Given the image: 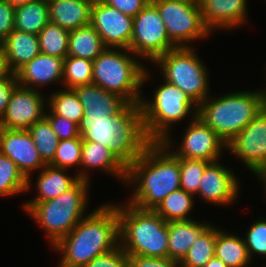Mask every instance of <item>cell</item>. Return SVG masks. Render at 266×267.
I'll use <instances>...</instances> for the list:
<instances>
[{
  "instance_id": "1",
  "label": "cell",
  "mask_w": 266,
  "mask_h": 267,
  "mask_svg": "<svg viewBox=\"0 0 266 267\" xmlns=\"http://www.w3.org/2000/svg\"><path fill=\"white\" fill-rule=\"evenodd\" d=\"M171 142L170 136L163 142H152L127 167L125 185L136 186L128 203L154 210L166 196L181 188L180 158L171 152Z\"/></svg>"
},
{
  "instance_id": "2",
  "label": "cell",
  "mask_w": 266,
  "mask_h": 267,
  "mask_svg": "<svg viewBox=\"0 0 266 267\" xmlns=\"http://www.w3.org/2000/svg\"><path fill=\"white\" fill-rule=\"evenodd\" d=\"M118 246L117 208L115 203H105L81 219L53 248L62 255L58 267H84Z\"/></svg>"
},
{
  "instance_id": "3",
  "label": "cell",
  "mask_w": 266,
  "mask_h": 267,
  "mask_svg": "<svg viewBox=\"0 0 266 267\" xmlns=\"http://www.w3.org/2000/svg\"><path fill=\"white\" fill-rule=\"evenodd\" d=\"M79 133L83 140L108 147L126 167L152 143L145 133L140 104H128L116 116H83Z\"/></svg>"
},
{
  "instance_id": "4",
  "label": "cell",
  "mask_w": 266,
  "mask_h": 267,
  "mask_svg": "<svg viewBox=\"0 0 266 267\" xmlns=\"http://www.w3.org/2000/svg\"><path fill=\"white\" fill-rule=\"evenodd\" d=\"M119 246L128 256L168 258L167 222L154 210L116 205Z\"/></svg>"
},
{
  "instance_id": "5",
  "label": "cell",
  "mask_w": 266,
  "mask_h": 267,
  "mask_svg": "<svg viewBox=\"0 0 266 267\" xmlns=\"http://www.w3.org/2000/svg\"><path fill=\"white\" fill-rule=\"evenodd\" d=\"M226 94L208 96L198 106L197 116L227 143L266 107V90Z\"/></svg>"
},
{
  "instance_id": "6",
  "label": "cell",
  "mask_w": 266,
  "mask_h": 267,
  "mask_svg": "<svg viewBox=\"0 0 266 267\" xmlns=\"http://www.w3.org/2000/svg\"><path fill=\"white\" fill-rule=\"evenodd\" d=\"M132 54L129 49L105 48L93 61L92 83L121 96L129 104H139L143 97L140 88L150 75Z\"/></svg>"
},
{
  "instance_id": "7",
  "label": "cell",
  "mask_w": 266,
  "mask_h": 267,
  "mask_svg": "<svg viewBox=\"0 0 266 267\" xmlns=\"http://www.w3.org/2000/svg\"><path fill=\"white\" fill-rule=\"evenodd\" d=\"M89 184L90 181L80 179L54 199L23 204L26 213L45 230L51 246L54 247L86 216Z\"/></svg>"
},
{
  "instance_id": "8",
  "label": "cell",
  "mask_w": 266,
  "mask_h": 267,
  "mask_svg": "<svg viewBox=\"0 0 266 267\" xmlns=\"http://www.w3.org/2000/svg\"><path fill=\"white\" fill-rule=\"evenodd\" d=\"M154 92L151 100L143 97L140 108L145 133L151 142H163L169 135L173 124L182 121L188 114L197 117L198 106L180 88L165 80Z\"/></svg>"
},
{
  "instance_id": "9",
  "label": "cell",
  "mask_w": 266,
  "mask_h": 267,
  "mask_svg": "<svg viewBox=\"0 0 266 267\" xmlns=\"http://www.w3.org/2000/svg\"><path fill=\"white\" fill-rule=\"evenodd\" d=\"M166 82L180 88L199 106L209 95L207 68L193 47H176L154 62Z\"/></svg>"
},
{
  "instance_id": "10",
  "label": "cell",
  "mask_w": 266,
  "mask_h": 267,
  "mask_svg": "<svg viewBox=\"0 0 266 267\" xmlns=\"http://www.w3.org/2000/svg\"><path fill=\"white\" fill-rule=\"evenodd\" d=\"M160 12L168 37L176 47H192L191 41L212 34L205 25L199 4L181 0H151Z\"/></svg>"
},
{
  "instance_id": "11",
  "label": "cell",
  "mask_w": 266,
  "mask_h": 267,
  "mask_svg": "<svg viewBox=\"0 0 266 267\" xmlns=\"http://www.w3.org/2000/svg\"><path fill=\"white\" fill-rule=\"evenodd\" d=\"M176 46L170 41L157 7L148 3L134 18L129 50L137 57L154 62Z\"/></svg>"
},
{
  "instance_id": "12",
  "label": "cell",
  "mask_w": 266,
  "mask_h": 267,
  "mask_svg": "<svg viewBox=\"0 0 266 267\" xmlns=\"http://www.w3.org/2000/svg\"><path fill=\"white\" fill-rule=\"evenodd\" d=\"M226 149L258 179L266 173V107L226 143Z\"/></svg>"
},
{
  "instance_id": "13",
  "label": "cell",
  "mask_w": 266,
  "mask_h": 267,
  "mask_svg": "<svg viewBox=\"0 0 266 267\" xmlns=\"http://www.w3.org/2000/svg\"><path fill=\"white\" fill-rule=\"evenodd\" d=\"M90 24L97 31L106 48L129 49L133 32L132 17L124 15L101 0H94Z\"/></svg>"
},
{
  "instance_id": "14",
  "label": "cell",
  "mask_w": 266,
  "mask_h": 267,
  "mask_svg": "<svg viewBox=\"0 0 266 267\" xmlns=\"http://www.w3.org/2000/svg\"><path fill=\"white\" fill-rule=\"evenodd\" d=\"M37 89L19 84L14 88L7 110L0 119V128L28 130L45 117V99Z\"/></svg>"
},
{
  "instance_id": "15",
  "label": "cell",
  "mask_w": 266,
  "mask_h": 267,
  "mask_svg": "<svg viewBox=\"0 0 266 267\" xmlns=\"http://www.w3.org/2000/svg\"><path fill=\"white\" fill-rule=\"evenodd\" d=\"M186 129L179 149L171 151L176 157L219 161L223 154L221 151L224 152L223 149H226V142L221 137L198 116L190 121Z\"/></svg>"
},
{
  "instance_id": "16",
  "label": "cell",
  "mask_w": 266,
  "mask_h": 267,
  "mask_svg": "<svg viewBox=\"0 0 266 267\" xmlns=\"http://www.w3.org/2000/svg\"><path fill=\"white\" fill-rule=\"evenodd\" d=\"M0 153L17 165L27 179V190L31 187L30 174L46 166L28 130L0 128Z\"/></svg>"
},
{
  "instance_id": "17",
  "label": "cell",
  "mask_w": 266,
  "mask_h": 267,
  "mask_svg": "<svg viewBox=\"0 0 266 267\" xmlns=\"http://www.w3.org/2000/svg\"><path fill=\"white\" fill-rule=\"evenodd\" d=\"M211 162L202 175L198 196L208 203L229 205L239 196V181L231 169Z\"/></svg>"
},
{
  "instance_id": "18",
  "label": "cell",
  "mask_w": 266,
  "mask_h": 267,
  "mask_svg": "<svg viewBox=\"0 0 266 267\" xmlns=\"http://www.w3.org/2000/svg\"><path fill=\"white\" fill-rule=\"evenodd\" d=\"M200 8L205 25L216 29L231 30L247 20V0H201Z\"/></svg>"
},
{
  "instance_id": "19",
  "label": "cell",
  "mask_w": 266,
  "mask_h": 267,
  "mask_svg": "<svg viewBox=\"0 0 266 267\" xmlns=\"http://www.w3.org/2000/svg\"><path fill=\"white\" fill-rule=\"evenodd\" d=\"M62 58L40 53L15 74L19 85L34 89L45 84L63 81Z\"/></svg>"
},
{
  "instance_id": "20",
  "label": "cell",
  "mask_w": 266,
  "mask_h": 267,
  "mask_svg": "<svg viewBox=\"0 0 266 267\" xmlns=\"http://www.w3.org/2000/svg\"><path fill=\"white\" fill-rule=\"evenodd\" d=\"M94 168L101 169L104 173L106 171V173L116 176L122 182H126L127 167L108 147L94 141L83 140L80 170L76 174L80 179L89 181L87 171Z\"/></svg>"
},
{
  "instance_id": "21",
  "label": "cell",
  "mask_w": 266,
  "mask_h": 267,
  "mask_svg": "<svg viewBox=\"0 0 266 267\" xmlns=\"http://www.w3.org/2000/svg\"><path fill=\"white\" fill-rule=\"evenodd\" d=\"M74 91L84 108L85 117L116 116L129 104L121 96L93 83L77 86Z\"/></svg>"
},
{
  "instance_id": "22",
  "label": "cell",
  "mask_w": 266,
  "mask_h": 267,
  "mask_svg": "<svg viewBox=\"0 0 266 267\" xmlns=\"http://www.w3.org/2000/svg\"><path fill=\"white\" fill-rule=\"evenodd\" d=\"M94 0H49V22L68 31L90 24Z\"/></svg>"
},
{
  "instance_id": "23",
  "label": "cell",
  "mask_w": 266,
  "mask_h": 267,
  "mask_svg": "<svg viewBox=\"0 0 266 267\" xmlns=\"http://www.w3.org/2000/svg\"><path fill=\"white\" fill-rule=\"evenodd\" d=\"M210 225V223H201L193 219L167 222L168 258L179 264L195 240Z\"/></svg>"
},
{
  "instance_id": "24",
  "label": "cell",
  "mask_w": 266,
  "mask_h": 267,
  "mask_svg": "<svg viewBox=\"0 0 266 267\" xmlns=\"http://www.w3.org/2000/svg\"><path fill=\"white\" fill-rule=\"evenodd\" d=\"M1 44L7 68L14 74L41 53L38 36L17 29H14Z\"/></svg>"
},
{
  "instance_id": "25",
  "label": "cell",
  "mask_w": 266,
  "mask_h": 267,
  "mask_svg": "<svg viewBox=\"0 0 266 267\" xmlns=\"http://www.w3.org/2000/svg\"><path fill=\"white\" fill-rule=\"evenodd\" d=\"M66 171L68 170L46 165L41 169L36 180L38 196L26 203L45 202L60 196L65 191L72 188L80 178L77 174L70 177V175H67Z\"/></svg>"
},
{
  "instance_id": "26",
  "label": "cell",
  "mask_w": 266,
  "mask_h": 267,
  "mask_svg": "<svg viewBox=\"0 0 266 267\" xmlns=\"http://www.w3.org/2000/svg\"><path fill=\"white\" fill-rule=\"evenodd\" d=\"M215 256L227 267H247L252 261L243 238L216 227Z\"/></svg>"
},
{
  "instance_id": "27",
  "label": "cell",
  "mask_w": 266,
  "mask_h": 267,
  "mask_svg": "<svg viewBox=\"0 0 266 267\" xmlns=\"http://www.w3.org/2000/svg\"><path fill=\"white\" fill-rule=\"evenodd\" d=\"M105 48L101 37L91 24L69 33L68 56L94 61Z\"/></svg>"
},
{
  "instance_id": "28",
  "label": "cell",
  "mask_w": 266,
  "mask_h": 267,
  "mask_svg": "<svg viewBox=\"0 0 266 267\" xmlns=\"http://www.w3.org/2000/svg\"><path fill=\"white\" fill-rule=\"evenodd\" d=\"M49 23V8L45 0H34L15 7L14 29L38 35Z\"/></svg>"
},
{
  "instance_id": "29",
  "label": "cell",
  "mask_w": 266,
  "mask_h": 267,
  "mask_svg": "<svg viewBox=\"0 0 266 267\" xmlns=\"http://www.w3.org/2000/svg\"><path fill=\"white\" fill-rule=\"evenodd\" d=\"M194 195L177 189L166 196L154 211L166 222L189 220V213L193 207Z\"/></svg>"
},
{
  "instance_id": "30",
  "label": "cell",
  "mask_w": 266,
  "mask_h": 267,
  "mask_svg": "<svg viewBox=\"0 0 266 267\" xmlns=\"http://www.w3.org/2000/svg\"><path fill=\"white\" fill-rule=\"evenodd\" d=\"M216 227L211 225L188 250L179 267H204L215 256Z\"/></svg>"
},
{
  "instance_id": "31",
  "label": "cell",
  "mask_w": 266,
  "mask_h": 267,
  "mask_svg": "<svg viewBox=\"0 0 266 267\" xmlns=\"http://www.w3.org/2000/svg\"><path fill=\"white\" fill-rule=\"evenodd\" d=\"M46 102H48V110L78 125L84 116V108L74 89L65 88L51 93Z\"/></svg>"
},
{
  "instance_id": "32",
  "label": "cell",
  "mask_w": 266,
  "mask_h": 267,
  "mask_svg": "<svg viewBox=\"0 0 266 267\" xmlns=\"http://www.w3.org/2000/svg\"><path fill=\"white\" fill-rule=\"evenodd\" d=\"M70 31L49 22L37 35L40 52L57 58L68 56Z\"/></svg>"
},
{
  "instance_id": "33",
  "label": "cell",
  "mask_w": 266,
  "mask_h": 267,
  "mask_svg": "<svg viewBox=\"0 0 266 267\" xmlns=\"http://www.w3.org/2000/svg\"><path fill=\"white\" fill-rule=\"evenodd\" d=\"M33 142L39 152L40 157L46 165H49L55 155L59 139L54 133L51 124L44 117L35 122L29 129Z\"/></svg>"
},
{
  "instance_id": "34",
  "label": "cell",
  "mask_w": 266,
  "mask_h": 267,
  "mask_svg": "<svg viewBox=\"0 0 266 267\" xmlns=\"http://www.w3.org/2000/svg\"><path fill=\"white\" fill-rule=\"evenodd\" d=\"M93 61L66 56L63 61V81L66 89L92 84Z\"/></svg>"
},
{
  "instance_id": "35",
  "label": "cell",
  "mask_w": 266,
  "mask_h": 267,
  "mask_svg": "<svg viewBox=\"0 0 266 267\" xmlns=\"http://www.w3.org/2000/svg\"><path fill=\"white\" fill-rule=\"evenodd\" d=\"M27 191V179L17 165L0 153V196H12Z\"/></svg>"
},
{
  "instance_id": "36",
  "label": "cell",
  "mask_w": 266,
  "mask_h": 267,
  "mask_svg": "<svg viewBox=\"0 0 266 267\" xmlns=\"http://www.w3.org/2000/svg\"><path fill=\"white\" fill-rule=\"evenodd\" d=\"M82 145V136L59 140L54 158L49 165L67 170L73 165H79L80 168Z\"/></svg>"
},
{
  "instance_id": "37",
  "label": "cell",
  "mask_w": 266,
  "mask_h": 267,
  "mask_svg": "<svg viewBox=\"0 0 266 267\" xmlns=\"http://www.w3.org/2000/svg\"><path fill=\"white\" fill-rule=\"evenodd\" d=\"M211 162L200 159L180 158V186L190 193L198 194L202 175Z\"/></svg>"
},
{
  "instance_id": "38",
  "label": "cell",
  "mask_w": 266,
  "mask_h": 267,
  "mask_svg": "<svg viewBox=\"0 0 266 267\" xmlns=\"http://www.w3.org/2000/svg\"><path fill=\"white\" fill-rule=\"evenodd\" d=\"M250 259L254 254L266 256V219H259L250 225L243 237Z\"/></svg>"
},
{
  "instance_id": "39",
  "label": "cell",
  "mask_w": 266,
  "mask_h": 267,
  "mask_svg": "<svg viewBox=\"0 0 266 267\" xmlns=\"http://www.w3.org/2000/svg\"><path fill=\"white\" fill-rule=\"evenodd\" d=\"M45 118L52 126L54 133L58 136L59 140L71 139L81 136L79 133V125L64 118L63 116L56 115L51 110L45 112Z\"/></svg>"
},
{
  "instance_id": "40",
  "label": "cell",
  "mask_w": 266,
  "mask_h": 267,
  "mask_svg": "<svg viewBox=\"0 0 266 267\" xmlns=\"http://www.w3.org/2000/svg\"><path fill=\"white\" fill-rule=\"evenodd\" d=\"M84 267H128V255L118 246L112 251L94 257Z\"/></svg>"
},
{
  "instance_id": "41",
  "label": "cell",
  "mask_w": 266,
  "mask_h": 267,
  "mask_svg": "<svg viewBox=\"0 0 266 267\" xmlns=\"http://www.w3.org/2000/svg\"><path fill=\"white\" fill-rule=\"evenodd\" d=\"M15 7L6 0H0V44L14 30Z\"/></svg>"
},
{
  "instance_id": "42",
  "label": "cell",
  "mask_w": 266,
  "mask_h": 267,
  "mask_svg": "<svg viewBox=\"0 0 266 267\" xmlns=\"http://www.w3.org/2000/svg\"><path fill=\"white\" fill-rule=\"evenodd\" d=\"M124 15L134 18L151 0H101Z\"/></svg>"
},
{
  "instance_id": "43",
  "label": "cell",
  "mask_w": 266,
  "mask_h": 267,
  "mask_svg": "<svg viewBox=\"0 0 266 267\" xmlns=\"http://www.w3.org/2000/svg\"><path fill=\"white\" fill-rule=\"evenodd\" d=\"M18 85L16 74L0 77V119L5 114L14 88Z\"/></svg>"
},
{
  "instance_id": "44",
  "label": "cell",
  "mask_w": 266,
  "mask_h": 267,
  "mask_svg": "<svg viewBox=\"0 0 266 267\" xmlns=\"http://www.w3.org/2000/svg\"><path fill=\"white\" fill-rule=\"evenodd\" d=\"M128 267H179L170 258L128 256Z\"/></svg>"
},
{
  "instance_id": "45",
  "label": "cell",
  "mask_w": 266,
  "mask_h": 267,
  "mask_svg": "<svg viewBox=\"0 0 266 267\" xmlns=\"http://www.w3.org/2000/svg\"><path fill=\"white\" fill-rule=\"evenodd\" d=\"M9 73L10 72L7 68L4 50H3L2 44H0V77L8 75Z\"/></svg>"
},
{
  "instance_id": "46",
  "label": "cell",
  "mask_w": 266,
  "mask_h": 267,
  "mask_svg": "<svg viewBox=\"0 0 266 267\" xmlns=\"http://www.w3.org/2000/svg\"><path fill=\"white\" fill-rule=\"evenodd\" d=\"M204 267H227L219 258L214 256Z\"/></svg>"
},
{
  "instance_id": "47",
  "label": "cell",
  "mask_w": 266,
  "mask_h": 267,
  "mask_svg": "<svg viewBox=\"0 0 266 267\" xmlns=\"http://www.w3.org/2000/svg\"><path fill=\"white\" fill-rule=\"evenodd\" d=\"M9 4L16 7L18 5L26 4L28 2L34 1V0H6Z\"/></svg>"
},
{
  "instance_id": "48",
  "label": "cell",
  "mask_w": 266,
  "mask_h": 267,
  "mask_svg": "<svg viewBox=\"0 0 266 267\" xmlns=\"http://www.w3.org/2000/svg\"><path fill=\"white\" fill-rule=\"evenodd\" d=\"M260 180L264 183V189H265L264 193H266V173L260 178Z\"/></svg>"
},
{
  "instance_id": "49",
  "label": "cell",
  "mask_w": 266,
  "mask_h": 267,
  "mask_svg": "<svg viewBox=\"0 0 266 267\" xmlns=\"http://www.w3.org/2000/svg\"><path fill=\"white\" fill-rule=\"evenodd\" d=\"M181 1H187V2H192L195 4H199L201 0H181Z\"/></svg>"
}]
</instances>
